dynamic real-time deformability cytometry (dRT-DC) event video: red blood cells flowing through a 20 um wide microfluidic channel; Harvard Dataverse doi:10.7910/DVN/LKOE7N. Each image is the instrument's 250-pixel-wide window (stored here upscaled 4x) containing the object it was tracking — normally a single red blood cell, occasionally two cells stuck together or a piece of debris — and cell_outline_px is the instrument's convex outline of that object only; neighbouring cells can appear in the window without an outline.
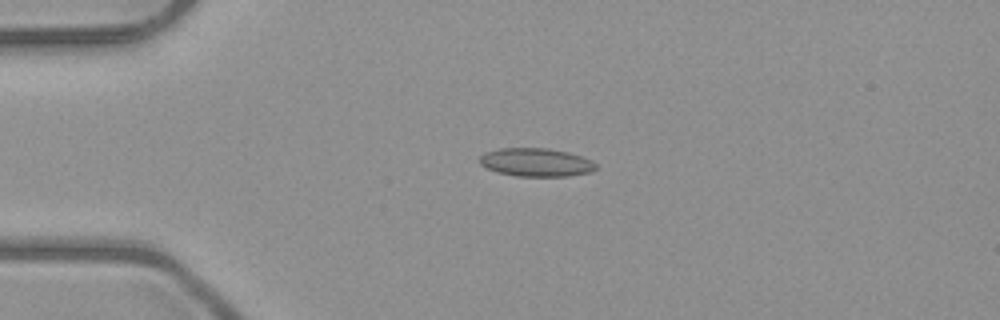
{"species": "common noctule bat (a hibernating species)", "species_latin": "Nyctalus noctula", "temperature_condition": "room temperature", "stored_images_in_passage": 3, "camera_frame_rate_fps": 3000, "um_per_image_px": 0.085, "animal": {"sex": "male", "body_mass_g": 23.1, "forearm_length_mm": 52.7}, "frame": {"image": 1, "passage_image": 2, "time_ms": 1.333, "image_size_px": [1000, 320], "cell_outline_px": [[596, 168], [592, 172], [568, 176], [516, 176], [500, 172], [488, 168], [480, 164], [480, 156], [484, 152], [500, 148], [548, 148], [568, 152], [592, 160], [596, 164]], "centroid_in_image_um": [45.58, 13.79], "position_along_channel_um": 39.4, "area_um2": 19.13}}